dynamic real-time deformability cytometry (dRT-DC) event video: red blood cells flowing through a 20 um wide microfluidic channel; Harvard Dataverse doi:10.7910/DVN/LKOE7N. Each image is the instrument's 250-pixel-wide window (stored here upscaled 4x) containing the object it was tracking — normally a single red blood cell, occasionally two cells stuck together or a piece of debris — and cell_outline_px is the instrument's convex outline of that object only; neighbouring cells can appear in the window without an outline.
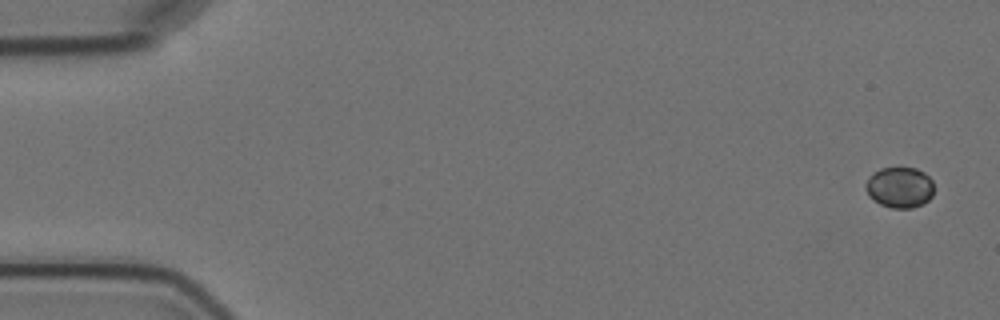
{"species": "Egyptian fruit bat (a non-hibernating species)", "species_latin": "Rousettus aegyptiacus", "temperature_condition": "cold", "stored_images_in_passage": 7, "camera_frame_rate_fps": 3000, "um_per_image_px": 0.085, "animal": {"sex": "female"}, "frame": {"image": 1, "passage_image": 1, "time_ms": 0.0, "image_size_px": [1000, 320], "cell_outline_px": [[932, 196], [928, 200], [912, 208], [892, 208], [880, 204], [868, 196], [864, 188], [864, 184], [868, 176], [872, 172], [880, 168], [916, 168], [924, 172], [932, 180]], "centroid_in_image_um": [76.41, 15.91], "position_along_channel_um": 8.6, "area_um2": 16.36}}
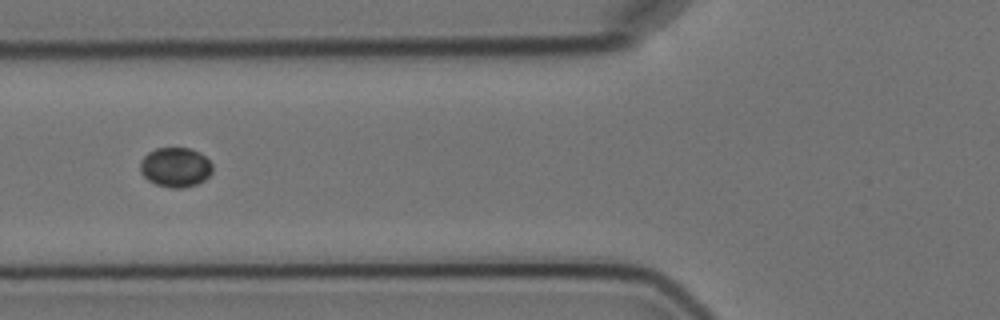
{"frame": {"image": 2, "passage_image": 6, "time_ms": 6.667, "image_size_px": [1000, 320], "cell_outline_px": [[212, 172], [204, 180], [196, 184], [184, 188], [172, 188], [156, 184], [148, 180], [140, 172], [140, 160], [148, 152], [156, 148], [188, 148], [200, 152], [212, 164]], "centroid_in_image_um": [14.9, 14.21], "position_along_channel_um": 110.9, "area_um2": 16.7}}
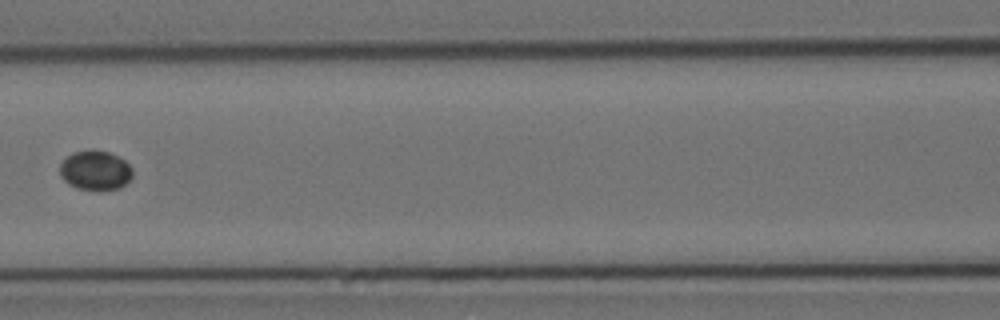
{"frame": {"image": 3, "passage_image": 7, "time_ms": 8.0, "image_size_px": [1000, 320], "cell_outline_px": [[132, 176], [120, 188], [104, 192], [80, 188], [68, 184], [60, 176], [60, 164], [72, 152], [92, 148], [108, 152], [124, 160], [132, 168]], "centroid_in_image_um": [8.09, 14.49], "position_along_channel_um": 158.5, "area_um2": 16.99}}